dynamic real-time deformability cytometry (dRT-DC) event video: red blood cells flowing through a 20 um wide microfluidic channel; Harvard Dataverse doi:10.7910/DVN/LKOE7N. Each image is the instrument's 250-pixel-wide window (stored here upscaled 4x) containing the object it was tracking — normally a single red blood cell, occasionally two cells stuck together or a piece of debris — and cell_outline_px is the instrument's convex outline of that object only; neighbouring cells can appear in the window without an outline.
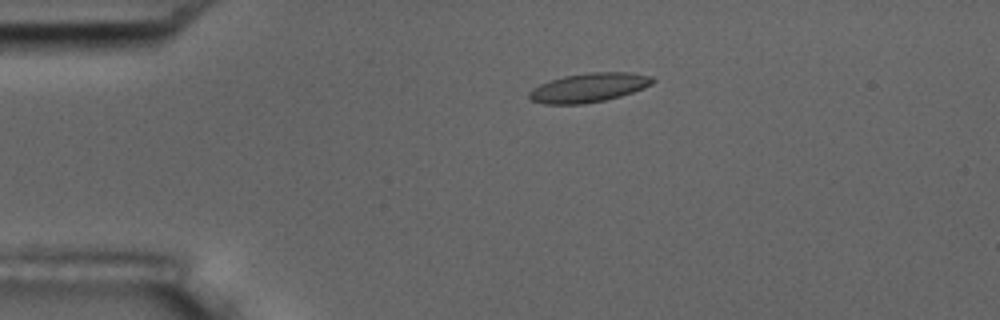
{"species": "common noctule bat (a hibernating species)", "species_latin": "Nyctalus noctula", "temperature_condition": "room temperature", "stored_images_in_passage": 4, "camera_frame_rate_fps": 3000, "um_per_image_px": 0.085, "animal": {"sex": "male", "body_mass_g": 17.5, "forearm_length_mm": 52.3}, "frame": {"image": 1, "passage_image": 3, "time_ms": 2.333, "image_size_px": [1000, 320], "cell_outline_px": [[656, 80], [652, 84], [644, 88], [620, 96], [604, 100], [584, 104], [544, 104], [532, 100], [528, 96], [528, 92], [532, 88], [540, 84], [564, 76], [588, 72], [628, 72], [652, 76]], "centroid_in_image_um": [50.05, 7.44], "position_along_channel_um": 34.9, "area_um2": 20.92}}